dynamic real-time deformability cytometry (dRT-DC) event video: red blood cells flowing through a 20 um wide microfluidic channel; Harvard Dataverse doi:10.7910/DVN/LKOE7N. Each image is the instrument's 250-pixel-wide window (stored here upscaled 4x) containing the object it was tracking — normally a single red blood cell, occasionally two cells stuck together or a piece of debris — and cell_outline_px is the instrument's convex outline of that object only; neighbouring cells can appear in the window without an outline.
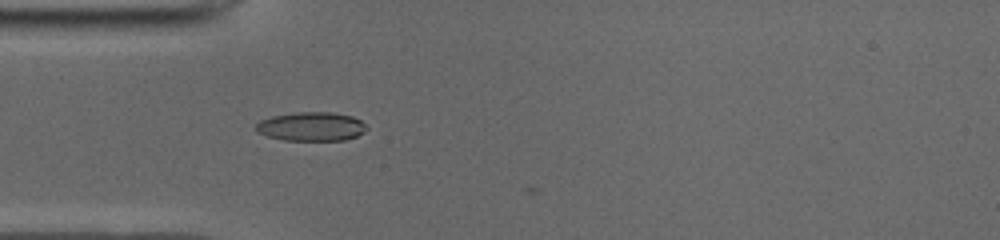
{"species": "common noctule bat (a hibernating species)", "species_latin": "Nyctalus noctula", "temperature_condition": "cold", "stored_images_in_passage": 17, "camera_frame_rate_fps": 3000, "um_per_image_px": 0.085, "animal": {"sex": "male", "body_mass_g": 19.0, "forearm_length_mm": 50.8}, "frame": {"image": 1, "passage_image": 1, "time_ms": 0.0, "image_size_px": [1000, 240], "cell_outline_px": [[368, 128], [364, 132], [356, 136], [344, 140], [284, 140], [268, 136], [260, 132], [256, 128], [256, 124], [260, 120], [272, 116], [296, 112], [332, 112], [352, 116], [360, 120]], "centroid_in_image_um": [26.48, 10.75], "position_along_channel_um": 58.5, "area_um2": 18.5}}
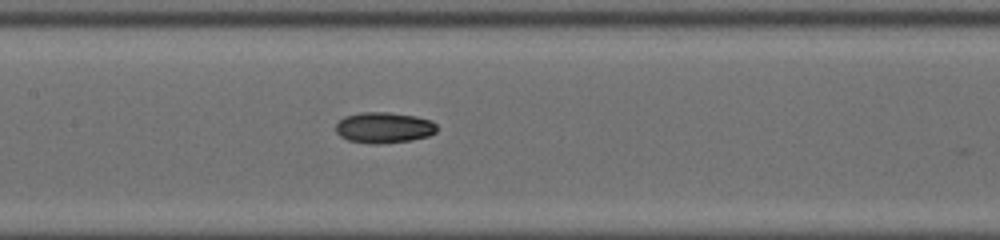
{"frame": {"image": 2, "passage_image": 10, "time_ms": 3.0, "image_size_px": [1000, 240], "cell_outline_px": [[436, 132], [428, 136], [412, 140], [380, 144], [372, 144], [348, 140], [340, 136], [336, 132], [336, 124], [344, 116], [360, 112], [388, 112], [416, 116], [432, 120], [436, 124]], "centroid_in_image_um": [32.63, 10.84], "position_along_channel_um": 174.8, "area_um2": 18.32}}
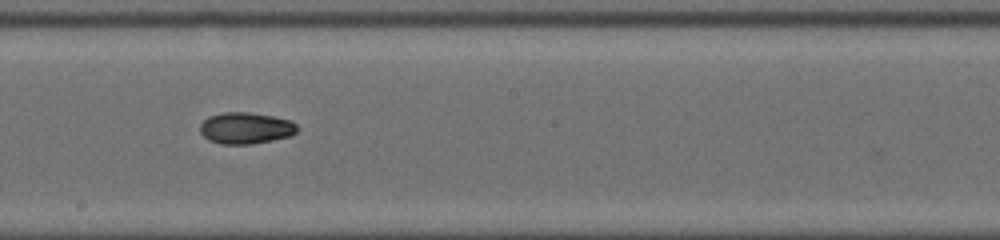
{"frame": {"image": 3, "passage_image": 14, "time_ms": 4.333, "image_size_px": [1000, 240], "cell_outline_px": [[300, 128], [292, 136], [252, 144], [220, 144], [208, 140], [200, 132], [200, 124], [208, 116], [224, 112], [248, 112], [272, 116], [292, 120]], "centroid_in_image_um": [20.91, 10.89], "position_along_channel_um": 227.3, "area_um2": 18.03}}